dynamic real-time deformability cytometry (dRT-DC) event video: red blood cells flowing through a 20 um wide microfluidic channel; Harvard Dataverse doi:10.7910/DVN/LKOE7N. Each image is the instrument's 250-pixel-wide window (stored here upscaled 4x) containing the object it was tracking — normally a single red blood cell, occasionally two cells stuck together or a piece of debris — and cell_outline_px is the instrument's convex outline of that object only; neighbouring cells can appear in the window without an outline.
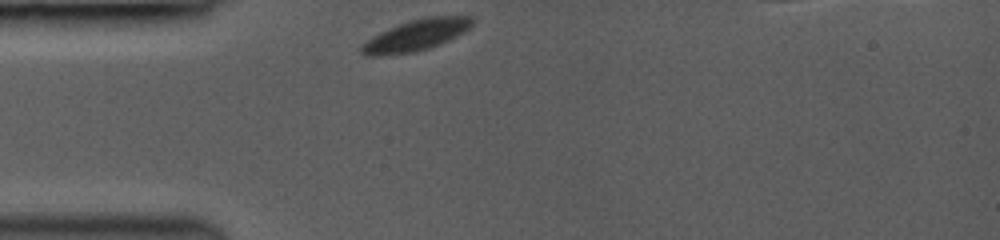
{"species": "common noctule bat (a hibernating species)", "species_latin": "Nyctalus noctula", "temperature_condition": "room temperature", "stored_images_in_passage": 10, "camera_frame_rate_fps": 3000, "um_per_image_px": 0.085, "animal": {"sex": "female", "body_mass_g": 19.0, "forearm_length_mm": 53.3}, "frame": {"image": 1, "passage_image": 1, "time_ms": 0.0, "image_size_px": [1000, 240], "cell_outline_px": [[476, 20], [464, 32], [440, 44], [428, 48], [412, 52], [380, 56], [364, 56], [360, 52], [360, 44], [372, 36], [380, 32], [408, 20], [428, 16], [472, 16]], "centroid_in_image_um": [35.33, 2.99], "position_along_channel_um": 49.7, "area_um2": 20.23}}
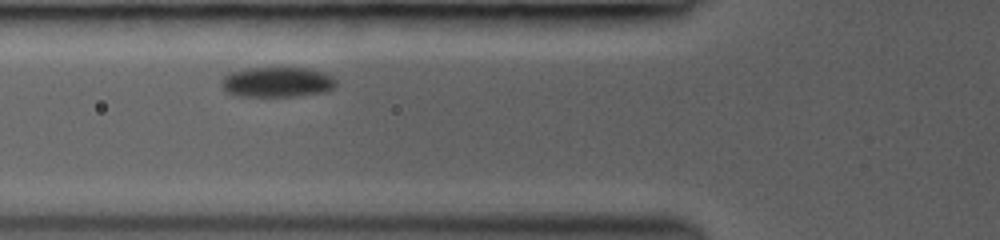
{"frame": {"image": 2, "passage_image": 9, "time_ms": 1.667, "image_size_px": [1000, 240], "cell_outline_px": [[336, 84], [328, 92], [292, 96], [232, 96], [220, 84], [220, 80], [228, 72], [252, 68], [308, 68], [324, 72], [332, 76], [336, 80]], "centroid_in_image_um": [23.55, 6.98], "position_along_channel_um": 102.3, "area_um2": 20.29}}